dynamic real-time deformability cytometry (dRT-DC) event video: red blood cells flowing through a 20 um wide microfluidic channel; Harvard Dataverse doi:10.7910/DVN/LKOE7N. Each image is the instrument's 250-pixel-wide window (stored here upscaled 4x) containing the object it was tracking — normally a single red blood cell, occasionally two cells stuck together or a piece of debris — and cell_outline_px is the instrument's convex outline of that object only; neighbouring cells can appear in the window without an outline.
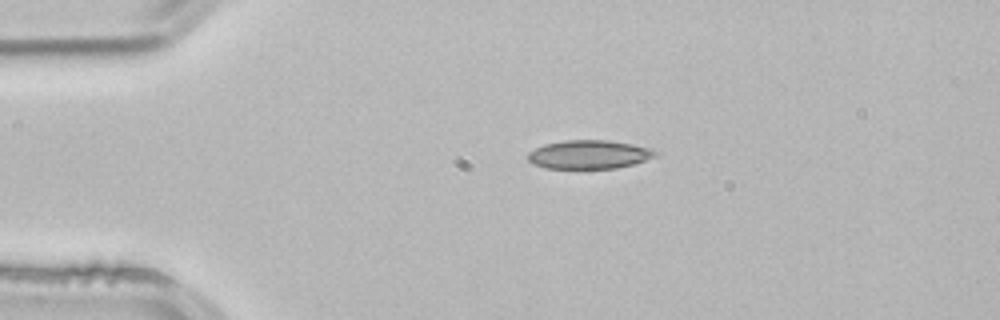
{"species": "common noctule bat (a hibernating species)", "species_latin": "Nyctalus noctula", "temperature_condition": "room temperature", "stored_images_in_passage": 2, "camera_frame_rate_fps": 3000, "um_per_image_px": 0.085, "animal": {"sex": "male", "body_mass_g": 21.5, "forearm_length_mm": 52.0}, "frame": {"image": 1, "passage_image": 1, "time_ms": 0.0, "image_size_px": [1000, 320], "cell_outline_px": [[660, 152], [656, 156], [632, 164], [616, 168], [544, 168], [532, 164], [528, 160], [528, 152], [544, 144], [564, 140], [608, 140], [632, 144], [652, 148]], "centroid_in_image_um": [50.07, 13.12], "position_along_channel_um": 34.9, "area_um2": 21.33}}
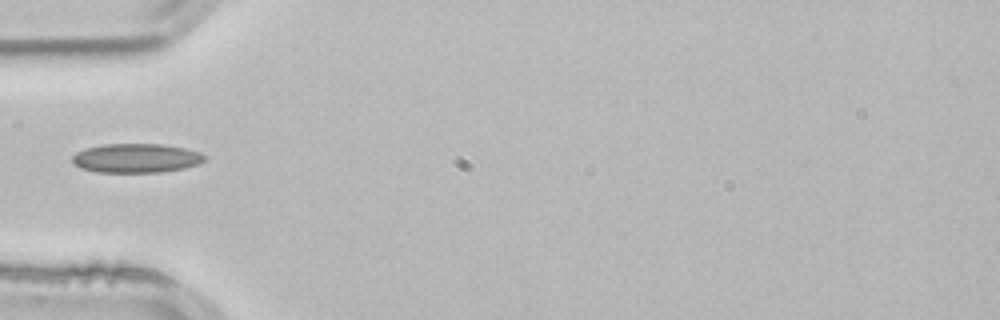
{"frame": {"image": 2, "passage_image": 2, "time_ms": 0.333, "image_size_px": [1000, 320], "cell_outline_px": [[208, 156], [204, 160], [196, 164], [184, 168], [160, 172], [96, 172], [80, 168], [72, 160], [72, 156], [76, 152], [84, 148], [104, 144], [160, 144], [184, 148], [200, 152]], "centroid_in_image_um": [11.56, 13.44], "position_along_channel_um": 73.4, "area_um2": 22.43}}